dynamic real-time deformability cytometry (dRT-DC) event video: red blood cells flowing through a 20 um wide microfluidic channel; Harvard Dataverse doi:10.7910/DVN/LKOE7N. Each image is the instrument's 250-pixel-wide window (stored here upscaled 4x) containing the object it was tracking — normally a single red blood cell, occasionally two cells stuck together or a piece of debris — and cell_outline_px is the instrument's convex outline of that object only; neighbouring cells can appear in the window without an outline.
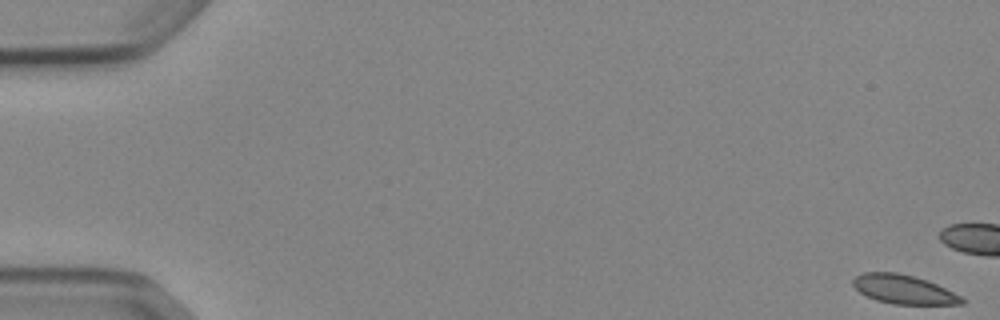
{"species": "Egyptian fruit bat (a non-hibernating species)", "species_latin": "Rousettus aegyptiacus", "temperature_condition": "cold", "stored_images_in_passage": 17, "camera_frame_rate_fps": 3000, "um_per_image_px": 0.085, "animal": {"sex": "female"}, "frame": {"image": 1, "passage_image": 1, "time_ms": 0.0, "image_size_px": [1000, 320], "cell_outline_px": [[968, 300], [964, 304], [892, 304], [876, 300], [860, 292], [852, 284], [852, 280], [856, 276], [864, 272], [896, 272], [912, 276], [936, 284]], "centroid_in_image_um": [76.81, 24.6], "position_along_channel_um": 8.2, "area_um2": 18.15}}